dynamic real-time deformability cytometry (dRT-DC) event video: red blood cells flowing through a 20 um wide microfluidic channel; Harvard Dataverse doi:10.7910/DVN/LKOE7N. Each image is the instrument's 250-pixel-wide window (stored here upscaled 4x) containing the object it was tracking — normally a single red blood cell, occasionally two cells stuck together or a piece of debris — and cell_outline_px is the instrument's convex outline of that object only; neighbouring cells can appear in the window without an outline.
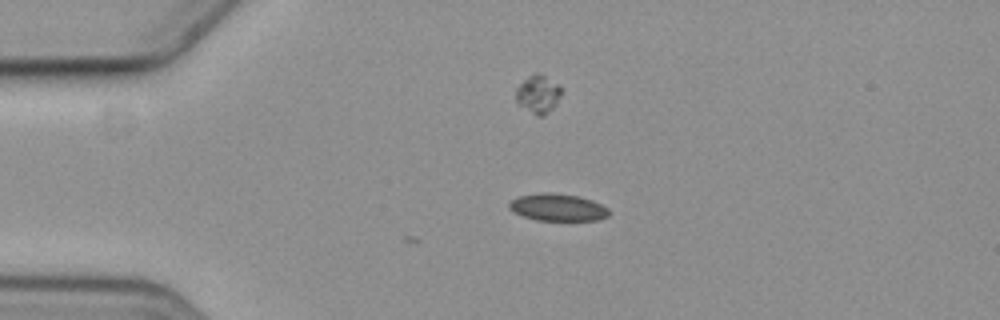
{"species": "common noctule bat (a hibernating species)", "species_latin": "Nyctalus noctula", "temperature_condition": "cold", "stored_images_in_passage": 2, "camera_frame_rate_fps": 3000, "um_per_image_px": 0.085, "animal": {"sex": "female", "body_mass_g": 19.3, "forearm_length_mm": 54.1}, "frame": {"image": 1, "passage_image": 2, "time_ms": 0.333, "image_size_px": [1000, 320], "cell_outline_px": [[608, 216], [600, 220], [536, 220], [512, 212], [508, 208], [508, 204], [512, 200], [520, 196], [544, 192], [548, 192], [576, 196], [592, 200], [608, 208]], "centroid_in_image_um": [47.39, 17.63], "position_along_channel_um": 37.6, "area_um2": 15.66}}